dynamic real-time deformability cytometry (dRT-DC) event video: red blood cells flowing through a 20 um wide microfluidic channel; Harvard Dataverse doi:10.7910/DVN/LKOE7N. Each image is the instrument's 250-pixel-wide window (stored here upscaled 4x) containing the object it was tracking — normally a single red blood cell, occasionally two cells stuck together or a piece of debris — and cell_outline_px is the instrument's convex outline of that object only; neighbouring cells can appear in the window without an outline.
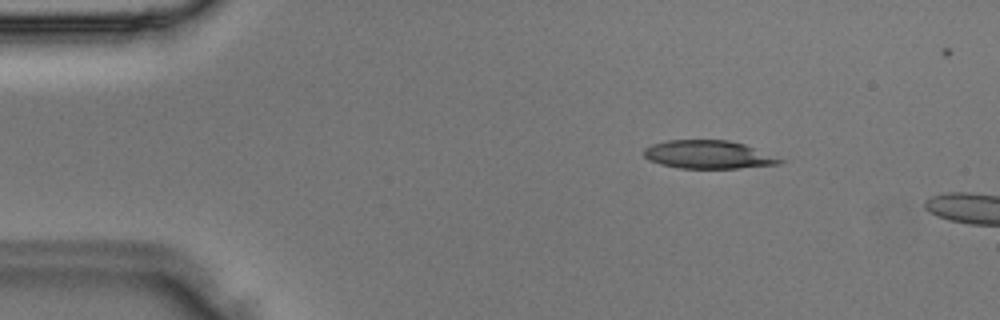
{"species": "Egyptian fruit bat (a non-hibernating species)", "species_latin": "Rousettus aegyptiacus", "temperature_condition": "room temperature", "stored_images_in_passage": 8, "camera_frame_rate_fps": 3000, "um_per_image_px": 0.085, "animal": {"sex": "male"}, "frame": {"image": 1, "passage_image": 5, "time_ms": 1.333, "image_size_px": [1000, 320], "cell_outline_px": [[788, 160], [780, 164], [740, 168], [680, 168], [660, 164], [648, 160], [644, 156], [644, 148], [652, 144], [668, 140], [728, 140], [744, 144]], "centroid_in_image_um": [60.24, 13.14], "position_along_channel_um": 24.8, "area_um2": 22.48}}